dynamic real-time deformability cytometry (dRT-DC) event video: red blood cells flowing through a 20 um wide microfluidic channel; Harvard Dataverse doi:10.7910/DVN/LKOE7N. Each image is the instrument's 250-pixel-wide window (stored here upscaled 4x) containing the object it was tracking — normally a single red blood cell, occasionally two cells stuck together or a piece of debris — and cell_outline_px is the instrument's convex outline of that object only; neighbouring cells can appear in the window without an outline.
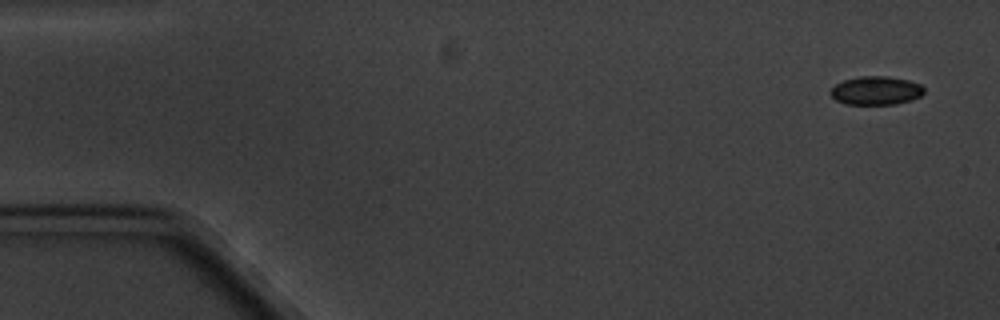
{"species": "common noctule bat (a hibernating species)", "species_latin": "Nyctalus noctula", "temperature_condition": "cold", "stored_images_in_passage": 4, "camera_frame_rate_fps": 3000, "um_per_image_px": 0.085, "animal": {"sex": "male", "body_mass_g": 20.1, "forearm_length_mm": 53.5}, "frame": {"image": 1, "passage_image": 1, "time_ms": 0.0, "image_size_px": [1000, 320], "cell_outline_px": [[924, 92], [920, 96], [912, 100], [896, 104], [844, 104], [836, 100], [832, 96], [832, 88], [836, 84], [844, 80], [860, 76], [888, 76], [908, 80], [920, 84], [924, 88]], "centroid_in_image_um": [74.49, 7.7], "position_along_channel_um": 10.5, "area_um2": 15.49}}
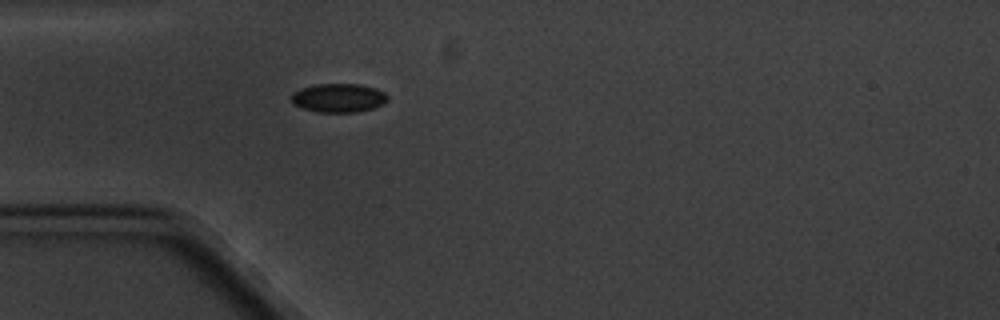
{"frame": {"image": 2, "passage_image": 4, "time_ms": 4.667, "image_size_px": [1000, 320], "cell_outline_px": [[388, 100], [384, 104], [372, 108], [356, 112], [316, 112], [300, 108], [292, 104], [292, 92], [300, 88], [316, 84], [360, 84], [376, 88], [384, 92], [388, 96]], "centroid_in_image_um": [28.76, 8.32], "position_along_channel_um": 56.2, "area_um2": 16.36}}